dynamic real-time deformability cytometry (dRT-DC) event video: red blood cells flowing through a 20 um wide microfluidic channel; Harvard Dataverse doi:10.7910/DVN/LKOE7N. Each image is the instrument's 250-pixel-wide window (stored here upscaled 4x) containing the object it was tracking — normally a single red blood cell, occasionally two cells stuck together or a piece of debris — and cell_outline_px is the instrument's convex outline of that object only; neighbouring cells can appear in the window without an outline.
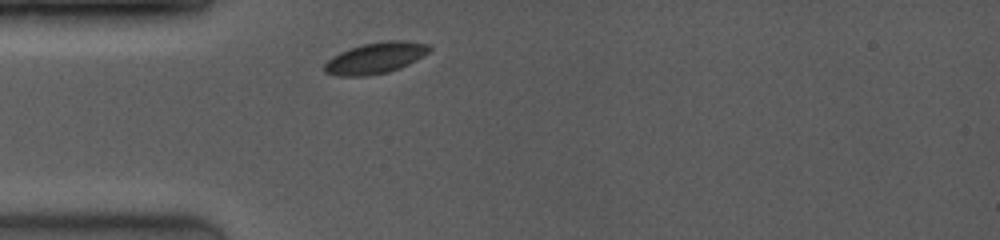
{"species": "common noctule bat (a hibernating species)", "species_latin": "Nyctalus noctula", "temperature_condition": "room temperature", "stored_images_in_passage": 1, "camera_frame_rate_fps": 4000, "um_per_image_px": 0.085, "animal": {"sex": "female", "body_mass_g": 19.0, "forearm_length_mm": 53.3}, "frame": {"image": 1, "passage_image": 1, "time_ms": 0.0, "image_size_px": [1000, 240], "cell_outline_px": [[432, 48], [428, 52], [416, 60], [400, 68], [388, 72], [368, 76], [336, 76], [324, 72], [324, 64], [332, 56], [352, 48], [364, 44], [388, 40], [396, 40], [428, 44]], "centroid_in_image_um": [31.9, 4.95], "position_along_channel_um": 53.1, "area_um2": 18.84}}